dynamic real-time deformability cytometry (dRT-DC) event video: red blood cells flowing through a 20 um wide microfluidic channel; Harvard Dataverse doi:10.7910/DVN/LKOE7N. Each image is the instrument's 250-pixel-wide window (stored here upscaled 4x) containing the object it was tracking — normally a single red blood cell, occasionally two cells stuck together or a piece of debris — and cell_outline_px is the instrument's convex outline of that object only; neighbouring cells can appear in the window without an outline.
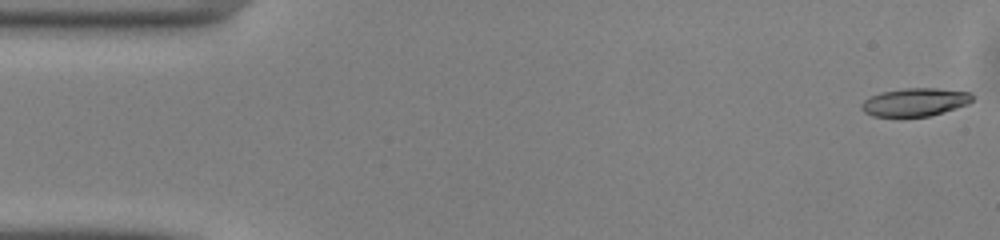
{"species": "common noctule bat (a hibernating species)", "species_latin": "Nyctalus noctula", "temperature_condition": "warm", "stored_images_in_passage": 49, "camera_frame_rate_fps": 3000, "um_per_image_px": 0.085, "animal": {"sex": "male", "body_mass_g": 13.0, "forearm_length_mm": 53.1}, "frame": {"image": 1, "passage_image": 1, "time_ms": 0.0, "image_size_px": [1000, 240], "cell_outline_px": [[972, 100], [968, 104], [928, 116], [872, 116], [864, 112], [860, 108], [860, 104], [864, 100], [880, 92], [904, 88], [936, 88], [972, 92]], "centroid_in_image_um": [77.75, 8.67], "position_along_channel_um": 7.2, "area_um2": 18.03}}
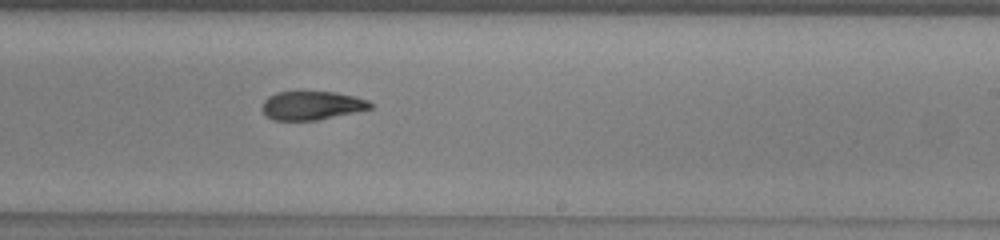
{"frame": {"image": 2, "passage_image": 29, "time_ms": 9.333, "image_size_px": [1000, 240], "cell_outline_px": [[372, 108], [356, 112], [316, 120], [272, 120], [260, 108], [264, 100], [268, 96], [276, 92], [300, 88], [336, 92], [356, 96], [368, 100], [372, 104]], "centroid_in_image_um": [26.47, 8.9], "position_along_channel_um": 262.5, "area_um2": 18.96}}
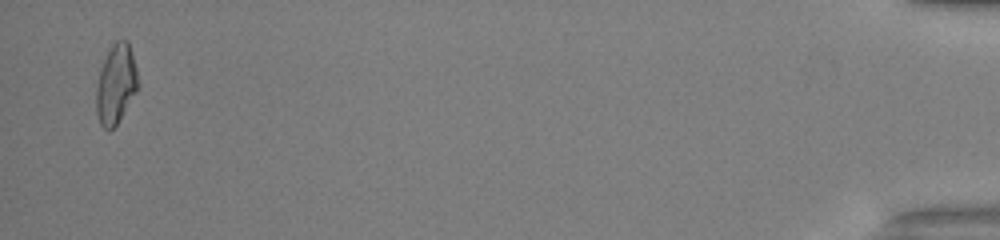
{"frame": {"image": 3, "passage_image": 48, "time_ms": 15.667, "image_size_px": [1000, 240], "cell_outline_px": [[140, 88], [116, 124], [108, 132], [100, 124], [96, 112], [96, 84], [100, 68], [112, 44], [116, 40], [128, 40], [136, 68]], "centroid_in_image_um": [9.86, 7.16], "position_along_channel_um": 425.3, "area_um2": 19.48}, "authors_computed_cell_mechanics": {"area_um2": 18.9584, "velocity_mm_per_s": 4.1274, "shape_relaxation_time_tau1_ms": 4.3711, "shape_relaxation_time_tau2_ms": 6.3245, "deformation_change_tau1": 0.178, "deformation_change_tau2": 0.16}}